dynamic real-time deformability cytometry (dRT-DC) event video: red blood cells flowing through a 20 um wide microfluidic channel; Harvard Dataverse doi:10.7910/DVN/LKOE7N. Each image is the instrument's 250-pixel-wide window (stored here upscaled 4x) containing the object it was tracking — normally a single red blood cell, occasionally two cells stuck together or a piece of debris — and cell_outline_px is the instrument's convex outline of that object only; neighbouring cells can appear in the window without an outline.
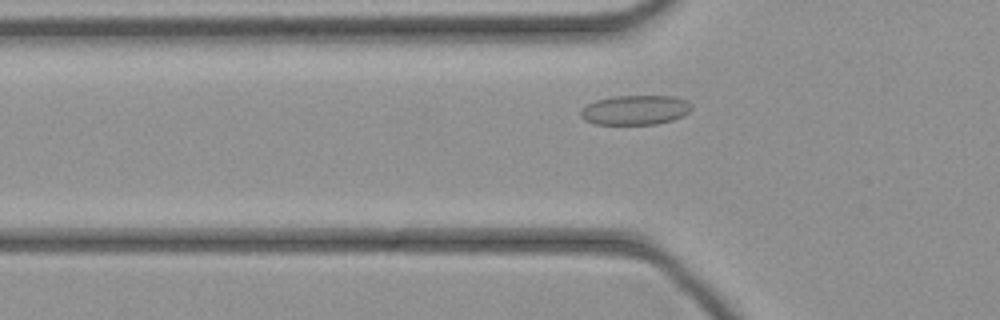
{"species": "common noctule bat (a hibernating species)", "species_latin": "Nyctalus noctula", "temperature_condition": "cold", "stored_images_in_passage": 39, "camera_frame_rate_fps": 3000, "um_per_image_px": 0.085, "animal": {"sex": "female", "body_mass_g": 21.9}, "frame": {"image": 1, "passage_image": 8, "time_ms": 2.333, "image_size_px": [1000, 320], "cell_outline_px": [[692, 108], [684, 116], [672, 120], [656, 124], [596, 124], [584, 120], [580, 116], [580, 112], [588, 104], [596, 100], [616, 96], [672, 96], [684, 100], [692, 104]], "centroid_in_image_um": [54.0, 9.35], "position_along_channel_um": 71.8, "area_um2": 19.02}}
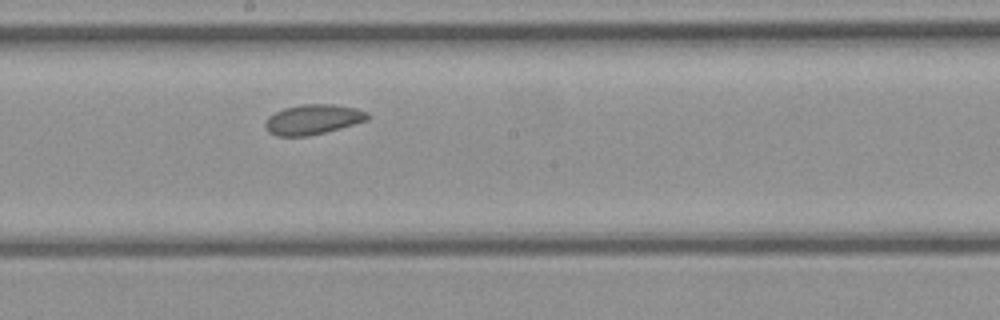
{"frame": {"image": 2, "passage_image": 18, "time_ms": 5.667, "image_size_px": [1000, 320], "cell_outline_px": [[372, 116], [368, 120], [340, 128], [308, 136], [276, 136], [268, 132], [264, 124], [268, 116], [284, 108], [300, 104], [332, 104], [356, 108], [368, 112]], "centroid_in_image_um": [26.61, 10.15], "position_along_channel_um": 221.6, "area_um2": 17.98}}
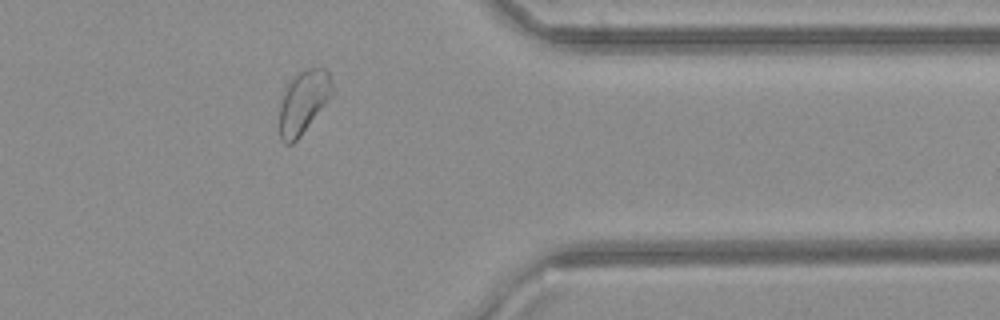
{"frame": {"image": 3, "passage_image": 30, "time_ms": 9.667, "image_size_px": [1000, 320], "cell_outline_px": [[332, 96], [300, 136], [292, 144], [284, 144], [280, 140], [280, 104], [288, 84], [304, 68], [328, 68], [332, 80]], "centroid_in_image_um": [25.81, 8.67], "position_along_channel_um": 385.6, "area_um2": 19.19}}